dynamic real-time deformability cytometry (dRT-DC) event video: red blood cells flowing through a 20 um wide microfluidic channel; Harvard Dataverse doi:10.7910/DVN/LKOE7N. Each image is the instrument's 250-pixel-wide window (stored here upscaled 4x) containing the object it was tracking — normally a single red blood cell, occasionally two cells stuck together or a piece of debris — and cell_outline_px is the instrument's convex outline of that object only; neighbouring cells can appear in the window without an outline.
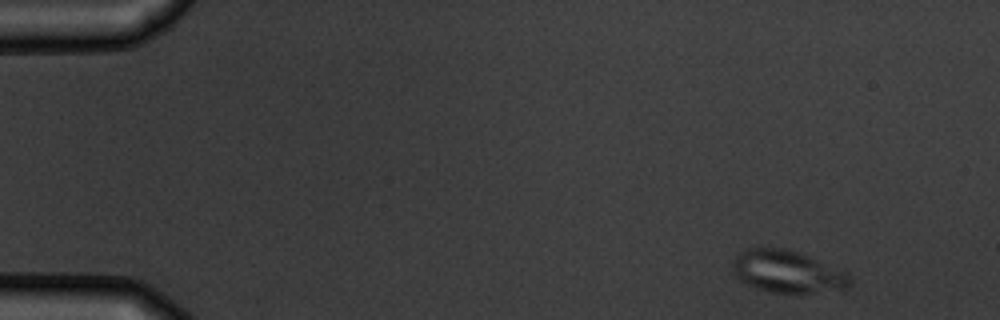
{"species": "common noctule bat (a hibernating species)", "species_latin": "Nyctalus noctula", "temperature_condition": "warm", "stored_images_in_passage": 4, "camera_frame_rate_fps": 3000, "um_per_image_px": 0.085, "animal": {"sex": "male", "body_mass_g": 19.5, "forearm_length_mm": 54.6}, "frame": {"image": 1, "passage_image": 1, "time_ms": 0.0, "image_size_px": [1000, 320], "cell_outline_px": [[852, 284], [844, 292], [768, 292], [744, 284], [736, 276], [732, 268], [732, 260], [740, 252], [748, 248], [784, 248], [800, 252], [848, 272], [852, 276]], "centroid_in_image_um": [67.0, 23.1], "position_along_channel_um": 18.0, "area_um2": 29.54}}